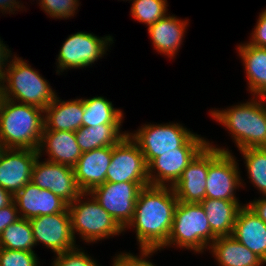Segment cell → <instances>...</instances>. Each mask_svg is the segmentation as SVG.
Wrapping results in <instances>:
<instances>
[{"label": "cell", "mask_w": 266, "mask_h": 266, "mask_svg": "<svg viewBox=\"0 0 266 266\" xmlns=\"http://www.w3.org/2000/svg\"><path fill=\"white\" fill-rule=\"evenodd\" d=\"M106 182H149L148 165L138 144L127 134L112 146Z\"/></svg>", "instance_id": "8fae6325"}, {"label": "cell", "mask_w": 266, "mask_h": 266, "mask_svg": "<svg viewBox=\"0 0 266 266\" xmlns=\"http://www.w3.org/2000/svg\"><path fill=\"white\" fill-rule=\"evenodd\" d=\"M167 3V0H133L130 12L134 19L149 27L168 15Z\"/></svg>", "instance_id": "f546056e"}, {"label": "cell", "mask_w": 266, "mask_h": 266, "mask_svg": "<svg viewBox=\"0 0 266 266\" xmlns=\"http://www.w3.org/2000/svg\"><path fill=\"white\" fill-rule=\"evenodd\" d=\"M81 250V251H80ZM52 266H99L96 260L86 254L81 249L75 248L73 250L63 252L56 255Z\"/></svg>", "instance_id": "d6a6232c"}, {"label": "cell", "mask_w": 266, "mask_h": 266, "mask_svg": "<svg viewBox=\"0 0 266 266\" xmlns=\"http://www.w3.org/2000/svg\"><path fill=\"white\" fill-rule=\"evenodd\" d=\"M36 245L44 244L55 255L77 248L72 233L69 209L52 215H42L29 220Z\"/></svg>", "instance_id": "7c38bea8"}, {"label": "cell", "mask_w": 266, "mask_h": 266, "mask_svg": "<svg viewBox=\"0 0 266 266\" xmlns=\"http://www.w3.org/2000/svg\"><path fill=\"white\" fill-rule=\"evenodd\" d=\"M188 20L167 15L148 27V33L157 52L172 58L182 44Z\"/></svg>", "instance_id": "44dd1931"}, {"label": "cell", "mask_w": 266, "mask_h": 266, "mask_svg": "<svg viewBox=\"0 0 266 266\" xmlns=\"http://www.w3.org/2000/svg\"><path fill=\"white\" fill-rule=\"evenodd\" d=\"M83 111L82 126L85 127L123 122V112L114 108L112 102L103 96L83 99Z\"/></svg>", "instance_id": "4316f807"}, {"label": "cell", "mask_w": 266, "mask_h": 266, "mask_svg": "<svg viewBox=\"0 0 266 266\" xmlns=\"http://www.w3.org/2000/svg\"><path fill=\"white\" fill-rule=\"evenodd\" d=\"M147 185L149 182H105L89 193L124 229L133 218L139 192Z\"/></svg>", "instance_id": "30bf717a"}, {"label": "cell", "mask_w": 266, "mask_h": 266, "mask_svg": "<svg viewBox=\"0 0 266 266\" xmlns=\"http://www.w3.org/2000/svg\"><path fill=\"white\" fill-rule=\"evenodd\" d=\"M38 150L5 148L0 155V186L13 196L31 181Z\"/></svg>", "instance_id": "5bb4252c"}, {"label": "cell", "mask_w": 266, "mask_h": 266, "mask_svg": "<svg viewBox=\"0 0 266 266\" xmlns=\"http://www.w3.org/2000/svg\"><path fill=\"white\" fill-rule=\"evenodd\" d=\"M208 144L194 157L172 186L179 202L200 203L206 198Z\"/></svg>", "instance_id": "2e32d148"}, {"label": "cell", "mask_w": 266, "mask_h": 266, "mask_svg": "<svg viewBox=\"0 0 266 266\" xmlns=\"http://www.w3.org/2000/svg\"><path fill=\"white\" fill-rule=\"evenodd\" d=\"M257 21L248 43L253 46L266 48V9L260 13Z\"/></svg>", "instance_id": "e575fe53"}, {"label": "cell", "mask_w": 266, "mask_h": 266, "mask_svg": "<svg viewBox=\"0 0 266 266\" xmlns=\"http://www.w3.org/2000/svg\"><path fill=\"white\" fill-rule=\"evenodd\" d=\"M14 201V196L0 186V209L10 205Z\"/></svg>", "instance_id": "ab89813d"}, {"label": "cell", "mask_w": 266, "mask_h": 266, "mask_svg": "<svg viewBox=\"0 0 266 266\" xmlns=\"http://www.w3.org/2000/svg\"><path fill=\"white\" fill-rule=\"evenodd\" d=\"M238 170L236 158L228 149L214 147L209 142L206 198L239 201L235 191L243 183Z\"/></svg>", "instance_id": "ba28073f"}, {"label": "cell", "mask_w": 266, "mask_h": 266, "mask_svg": "<svg viewBox=\"0 0 266 266\" xmlns=\"http://www.w3.org/2000/svg\"><path fill=\"white\" fill-rule=\"evenodd\" d=\"M20 218L18 209L13 201L10 205L0 209V235L3 230Z\"/></svg>", "instance_id": "d590c367"}, {"label": "cell", "mask_w": 266, "mask_h": 266, "mask_svg": "<svg viewBox=\"0 0 266 266\" xmlns=\"http://www.w3.org/2000/svg\"><path fill=\"white\" fill-rule=\"evenodd\" d=\"M82 198L87 200L84 202ZM68 209L75 239V233L78 232L79 237L86 243H94L109 238L111 235L114 237V235H119L124 231L90 193H82L75 201L68 204Z\"/></svg>", "instance_id": "52a82bcc"}, {"label": "cell", "mask_w": 266, "mask_h": 266, "mask_svg": "<svg viewBox=\"0 0 266 266\" xmlns=\"http://www.w3.org/2000/svg\"><path fill=\"white\" fill-rule=\"evenodd\" d=\"M35 245L30 221L25 218H19L6 227L0 235V247L4 249L35 252L33 250Z\"/></svg>", "instance_id": "83f0119b"}, {"label": "cell", "mask_w": 266, "mask_h": 266, "mask_svg": "<svg viewBox=\"0 0 266 266\" xmlns=\"http://www.w3.org/2000/svg\"><path fill=\"white\" fill-rule=\"evenodd\" d=\"M255 98L231 108L210 111L212 118L232 134L238 150L266 147V97Z\"/></svg>", "instance_id": "3957f363"}, {"label": "cell", "mask_w": 266, "mask_h": 266, "mask_svg": "<svg viewBox=\"0 0 266 266\" xmlns=\"http://www.w3.org/2000/svg\"><path fill=\"white\" fill-rule=\"evenodd\" d=\"M240 152L245 160L247 175L253 186L266 196V147L247 148Z\"/></svg>", "instance_id": "f1b7e54d"}, {"label": "cell", "mask_w": 266, "mask_h": 266, "mask_svg": "<svg viewBox=\"0 0 266 266\" xmlns=\"http://www.w3.org/2000/svg\"><path fill=\"white\" fill-rule=\"evenodd\" d=\"M44 109L0 97V141L4 148L38 150Z\"/></svg>", "instance_id": "7a4b0ae2"}, {"label": "cell", "mask_w": 266, "mask_h": 266, "mask_svg": "<svg viewBox=\"0 0 266 266\" xmlns=\"http://www.w3.org/2000/svg\"><path fill=\"white\" fill-rule=\"evenodd\" d=\"M57 96L44 109V130L76 132L82 127L83 99L62 101Z\"/></svg>", "instance_id": "7402d4cb"}, {"label": "cell", "mask_w": 266, "mask_h": 266, "mask_svg": "<svg viewBox=\"0 0 266 266\" xmlns=\"http://www.w3.org/2000/svg\"><path fill=\"white\" fill-rule=\"evenodd\" d=\"M34 252L0 247V266H40Z\"/></svg>", "instance_id": "1f68e13d"}, {"label": "cell", "mask_w": 266, "mask_h": 266, "mask_svg": "<svg viewBox=\"0 0 266 266\" xmlns=\"http://www.w3.org/2000/svg\"><path fill=\"white\" fill-rule=\"evenodd\" d=\"M39 158L41 156L37 157L31 175V182L36 186L50 190L68 204L83 193L77 184L73 167L48 160L40 162Z\"/></svg>", "instance_id": "4fadbf2b"}, {"label": "cell", "mask_w": 266, "mask_h": 266, "mask_svg": "<svg viewBox=\"0 0 266 266\" xmlns=\"http://www.w3.org/2000/svg\"><path fill=\"white\" fill-rule=\"evenodd\" d=\"M4 149H5V148H4L3 144H2V142L0 141V155H1V153H2V151H3Z\"/></svg>", "instance_id": "60d3db41"}, {"label": "cell", "mask_w": 266, "mask_h": 266, "mask_svg": "<svg viewBox=\"0 0 266 266\" xmlns=\"http://www.w3.org/2000/svg\"><path fill=\"white\" fill-rule=\"evenodd\" d=\"M219 266H263L258 255L231 236H220L207 248Z\"/></svg>", "instance_id": "603a6c76"}, {"label": "cell", "mask_w": 266, "mask_h": 266, "mask_svg": "<svg viewBox=\"0 0 266 266\" xmlns=\"http://www.w3.org/2000/svg\"><path fill=\"white\" fill-rule=\"evenodd\" d=\"M216 239L202 205L178 201L168 241L159 250L176 245L202 253Z\"/></svg>", "instance_id": "8992f818"}, {"label": "cell", "mask_w": 266, "mask_h": 266, "mask_svg": "<svg viewBox=\"0 0 266 266\" xmlns=\"http://www.w3.org/2000/svg\"><path fill=\"white\" fill-rule=\"evenodd\" d=\"M112 146L82 153L73 166L77 184L83 193L91 192L106 182V173L111 162Z\"/></svg>", "instance_id": "e0dca14e"}, {"label": "cell", "mask_w": 266, "mask_h": 266, "mask_svg": "<svg viewBox=\"0 0 266 266\" xmlns=\"http://www.w3.org/2000/svg\"><path fill=\"white\" fill-rule=\"evenodd\" d=\"M212 233L216 237L231 236L239 210V201L205 198L202 202Z\"/></svg>", "instance_id": "d4e9b609"}, {"label": "cell", "mask_w": 266, "mask_h": 266, "mask_svg": "<svg viewBox=\"0 0 266 266\" xmlns=\"http://www.w3.org/2000/svg\"><path fill=\"white\" fill-rule=\"evenodd\" d=\"M12 58L0 79V97L45 109L57 96L56 92L25 60L16 55Z\"/></svg>", "instance_id": "5b68a950"}, {"label": "cell", "mask_w": 266, "mask_h": 266, "mask_svg": "<svg viewBox=\"0 0 266 266\" xmlns=\"http://www.w3.org/2000/svg\"><path fill=\"white\" fill-rule=\"evenodd\" d=\"M138 144L148 165L161 153L200 152L208 143L178 123L145 124L135 133H128Z\"/></svg>", "instance_id": "277c9868"}, {"label": "cell", "mask_w": 266, "mask_h": 266, "mask_svg": "<svg viewBox=\"0 0 266 266\" xmlns=\"http://www.w3.org/2000/svg\"><path fill=\"white\" fill-rule=\"evenodd\" d=\"M245 68L248 90L253 96L266 97V48L243 43L237 47Z\"/></svg>", "instance_id": "cb8c5ba5"}, {"label": "cell", "mask_w": 266, "mask_h": 266, "mask_svg": "<svg viewBox=\"0 0 266 266\" xmlns=\"http://www.w3.org/2000/svg\"><path fill=\"white\" fill-rule=\"evenodd\" d=\"M46 147V148H45ZM45 150L48 161L73 167L82 155L75 132L43 130L38 147L39 156Z\"/></svg>", "instance_id": "ffe728a7"}, {"label": "cell", "mask_w": 266, "mask_h": 266, "mask_svg": "<svg viewBox=\"0 0 266 266\" xmlns=\"http://www.w3.org/2000/svg\"><path fill=\"white\" fill-rule=\"evenodd\" d=\"M252 211L266 224V196L247 204Z\"/></svg>", "instance_id": "8d00e7d4"}, {"label": "cell", "mask_w": 266, "mask_h": 266, "mask_svg": "<svg viewBox=\"0 0 266 266\" xmlns=\"http://www.w3.org/2000/svg\"><path fill=\"white\" fill-rule=\"evenodd\" d=\"M232 236L266 263V224L247 204L239 210Z\"/></svg>", "instance_id": "ac0fdd59"}, {"label": "cell", "mask_w": 266, "mask_h": 266, "mask_svg": "<svg viewBox=\"0 0 266 266\" xmlns=\"http://www.w3.org/2000/svg\"><path fill=\"white\" fill-rule=\"evenodd\" d=\"M141 254L139 256H134L132 253H120L113 258L112 266H156L149 260V256L159 249L157 248H139ZM148 257V258H146Z\"/></svg>", "instance_id": "836d02e7"}, {"label": "cell", "mask_w": 266, "mask_h": 266, "mask_svg": "<svg viewBox=\"0 0 266 266\" xmlns=\"http://www.w3.org/2000/svg\"><path fill=\"white\" fill-rule=\"evenodd\" d=\"M17 1V2H16ZM20 1L18 0H0V11L3 12H9L10 13H15L13 11H16L17 9L23 8L21 5ZM17 8V9H16Z\"/></svg>", "instance_id": "f35d334b"}, {"label": "cell", "mask_w": 266, "mask_h": 266, "mask_svg": "<svg viewBox=\"0 0 266 266\" xmlns=\"http://www.w3.org/2000/svg\"><path fill=\"white\" fill-rule=\"evenodd\" d=\"M199 152H168L148 164L149 185L172 187Z\"/></svg>", "instance_id": "d6986e66"}, {"label": "cell", "mask_w": 266, "mask_h": 266, "mask_svg": "<svg viewBox=\"0 0 266 266\" xmlns=\"http://www.w3.org/2000/svg\"><path fill=\"white\" fill-rule=\"evenodd\" d=\"M178 199L172 187L147 185L139 192L132 220L124 228L136 231L140 248L160 249L172 229Z\"/></svg>", "instance_id": "6da1fadb"}, {"label": "cell", "mask_w": 266, "mask_h": 266, "mask_svg": "<svg viewBox=\"0 0 266 266\" xmlns=\"http://www.w3.org/2000/svg\"><path fill=\"white\" fill-rule=\"evenodd\" d=\"M11 54V50L0 39V79L5 72V67H7L10 62L8 58L11 57Z\"/></svg>", "instance_id": "74e56055"}, {"label": "cell", "mask_w": 266, "mask_h": 266, "mask_svg": "<svg viewBox=\"0 0 266 266\" xmlns=\"http://www.w3.org/2000/svg\"><path fill=\"white\" fill-rule=\"evenodd\" d=\"M41 9L44 10L52 18L67 19L74 16L75 10H78V0H41L39 3Z\"/></svg>", "instance_id": "4dcf8cb0"}, {"label": "cell", "mask_w": 266, "mask_h": 266, "mask_svg": "<svg viewBox=\"0 0 266 266\" xmlns=\"http://www.w3.org/2000/svg\"><path fill=\"white\" fill-rule=\"evenodd\" d=\"M114 43L112 36L98 37L92 33L77 32L69 35L63 43L57 57V72L71 68H86L107 52V47Z\"/></svg>", "instance_id": "9c48e42d"}, {"label": "cell", "mask_w": 266, "mask_h": 266, "mask_svg": "<svg viewBox=\"0 0 266 266\" xmlns=\"http://www.w3.org/2000/svg\"><path fill=\"white\" fill-rule=\"evenodd\" d=\"M122 124H100L99 126H82L75 132L77 144L82 153L91 150L114 146L118 144L127 134L120 132Z\"/></svg>", "instance_id": "484cf974"}, {"label": "cell", "mask_w": 266, "mask_h": 266, "mask_svg": "<svg viewBox=\"0 0 266 266\" xmlns=\"http://www.w3.org/2000/svg\"><path fill=\"white\" fill-rule=\"evenodd\" d=\"M14 202L20 218L27 220L42 215L61 213L68 209V203L61 197L50 190L40 189L31 181L14 195Z\"/></svg>", "instance_id": "9a60e30c"}]
</instances>
